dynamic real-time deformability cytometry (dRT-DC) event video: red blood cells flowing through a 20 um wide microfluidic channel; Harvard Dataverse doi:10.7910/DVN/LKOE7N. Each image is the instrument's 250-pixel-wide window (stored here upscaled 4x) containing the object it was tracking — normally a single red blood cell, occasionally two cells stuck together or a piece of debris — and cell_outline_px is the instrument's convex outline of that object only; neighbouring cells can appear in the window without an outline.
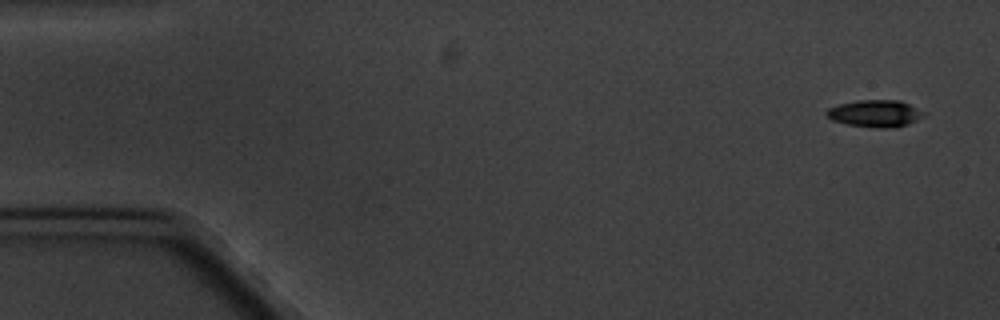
{"species": "common noctule bat (a hibernating species)", "species_latin": "Nyctalus noctula", "temperature_condition": "cold", "stored_images_in_passage": 11, "camera_frame_rate_fps": 3000, "um_per_image_px": 0.085, "animal": {"sex": "male", "body_mass_g": 20.1, "forearm_length_mm": 53.5}, "frame": {"image": 1, "passage_image": 1, "time_ms": 0.0, "image_size_px": [1000, 320], "cell_outline_px": [[928, 112], [924, 116], [908, 124], [896, 128], [884, 128], [848, 124], [832, 120], [824, 112], [828, 108], [840, 104], [856, 100], [900, 100]], "centroid_in_image_um": [74.44, 9.63], "position_along_channel_um": 10.6, "area_um2": 15.37}}
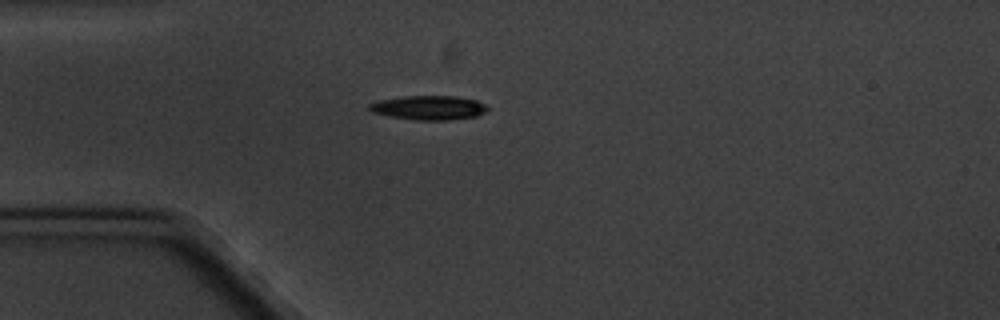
{"frame": {"image": 2, "passage_image": 4, "time_ms": 4.333, "image_size_px": [1000, 320], "cell_outline_px": [[488, 108], [484, 112], [476, 116], [448, 120], [416, 120], [392, 116], [372, 112], [368, 108], [368, 104], [376, 100], [404, 96], [456, 96], [476, 100], [484, 104]], "centroid_in_image_um": [36.41, 9.14], "position_along_channel_um": 48.6, "area_um2": 16.59}}
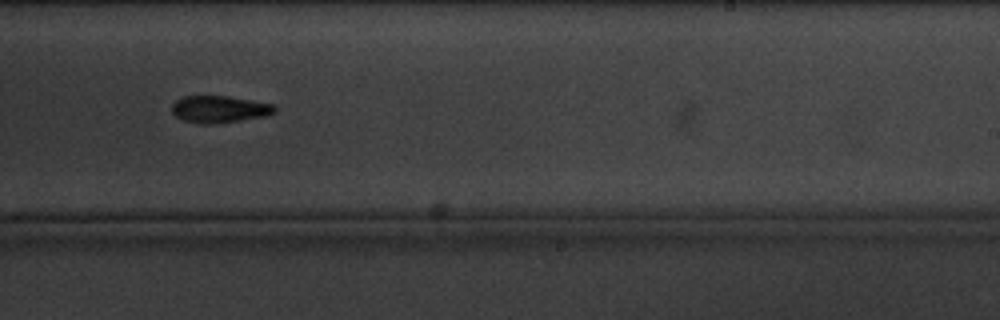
{"frame": {"image": 3, "passage_image": 10, "time_ms": 11.333, "image_size_px": [1000, 320], "cell_outline_px": [[276, 112], [264, 116], [216, 124], [200, 124], [184, 120], [176, 116], [172, 112], [172, 104], [176, 100], [184, 96], [228, 96], [276, 104]], "centroid_in_image_um": [18.67, 9.28], "position_along_channel_um": 270.3, "area_um2": 16.24}}